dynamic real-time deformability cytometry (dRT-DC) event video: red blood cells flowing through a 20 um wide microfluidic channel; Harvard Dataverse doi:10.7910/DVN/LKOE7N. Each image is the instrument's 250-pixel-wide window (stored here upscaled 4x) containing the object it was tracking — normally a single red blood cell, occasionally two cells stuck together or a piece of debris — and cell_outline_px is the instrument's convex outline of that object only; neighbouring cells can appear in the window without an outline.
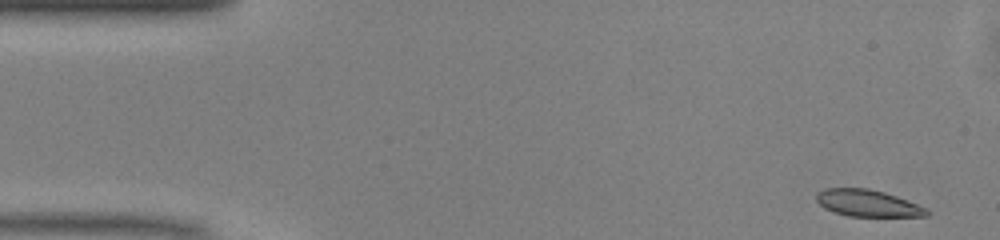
{"species": "common noctule bat (a hibernating species)", "species_latin": "Nyctalus noctula", "temperature_condition": "warm", "stored_images_in_passage": 12, "camera_frame_rate_fps": 3000, "um_per_image_px": 0.085, "animal": {"sex": "male", "body_mass_g": 13.0, "forearm_length_mm": 53.1}, "frame": {"image": 1, "passage_image": 1, "time_ms": 0.0, "image_size_px": [1000, 240], "cell_outline_px": [[932, 212], [928, 216], [848, 216], [824, 208], [816, 200], [816, 192], [824, 188], [868, 188], [884, 192], [908, 200], [928, 208]], "centroid_in_image_um": [73.78, 17.26], "position_along_channel_um": 11.2, "area_um2": 17.34}}